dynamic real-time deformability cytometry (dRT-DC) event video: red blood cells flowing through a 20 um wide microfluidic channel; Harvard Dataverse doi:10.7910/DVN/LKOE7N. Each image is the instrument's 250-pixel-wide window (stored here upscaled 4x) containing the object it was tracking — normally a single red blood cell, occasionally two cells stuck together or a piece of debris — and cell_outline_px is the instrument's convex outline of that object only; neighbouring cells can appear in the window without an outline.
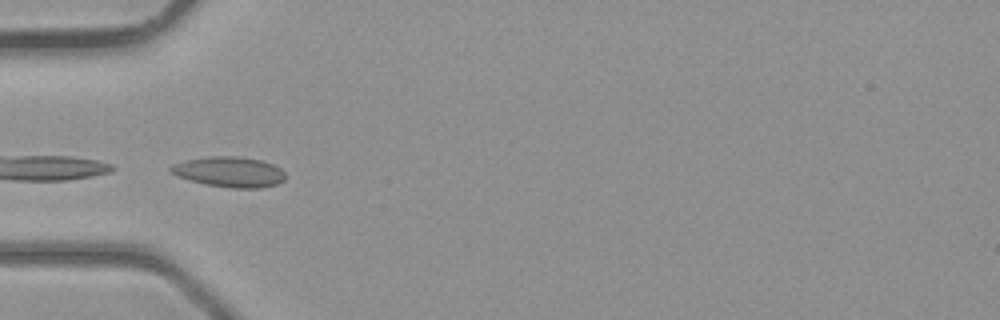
{"species": "common noctule bat (a hibernating species)", "species_latin": "Nyctalus noctula", "temperature_condition": "room temperature", "stored_images_in_passage": 3, "camera_frame_rate_fps": 3000, "um_per_image_px": 0.085, "animal": {"sex": "male", "body_mass_g": 23.1, "forearm_length_mm": 52.7}, "frame": {"image": 1, "passage_image": 3, "time_ms": 2.333, "image_size_px": [1000, 320], "cell_outline_px": [[288, 176], [284, 180], [276, 184], [260, 188], [232, 188], [204, 184], [188, 180], [176, 176], [168, 172], [168, 168], [172, 164], [184, 160], [208, 156], [236, 156], [260, 160], [272, 164], [280, 168]], "centroid_in_image_um": [19.45, 14.61], "position_along_channel_um": 65.6, "area_um2": 20.58}}